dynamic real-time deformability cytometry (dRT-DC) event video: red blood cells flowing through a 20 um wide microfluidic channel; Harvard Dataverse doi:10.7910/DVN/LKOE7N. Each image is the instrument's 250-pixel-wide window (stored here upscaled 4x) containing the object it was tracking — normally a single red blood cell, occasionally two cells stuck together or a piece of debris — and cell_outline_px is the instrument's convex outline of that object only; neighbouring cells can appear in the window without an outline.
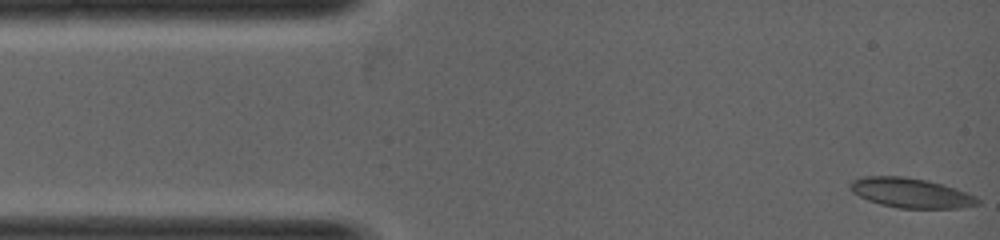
{"species": "common noctule bat (a hibernating species)", "species_latin": "Nyctalus noctula", "temperature_condition": "warm", "stored_images_in_passage": 34, "camera_frame_rate_fps": 5000, "um_per_image_px": 0.085, "animal": {"sex": "female", "body_mass_g": 19.0, "forearm_length_mm": 53.3}, "frame": {"image": 1, "passage_image": 1, "time_ms": 0.0, "image_size_px": [1000, 240], "cell_outline_px": [[980, 204], [960, 208], [896, 208], [880, 204], [868, 200], [852, 192], [848, 188], [848, 184], [852, 180], [860, 176], [904, 176], [928, 180], [944, 184], [956, 188], [976, 196], [980, 200]], "centroid_in_image_um": [77.41, 16.39], "position_along_channel_um": 7.6, "area_um2": 22.43}}
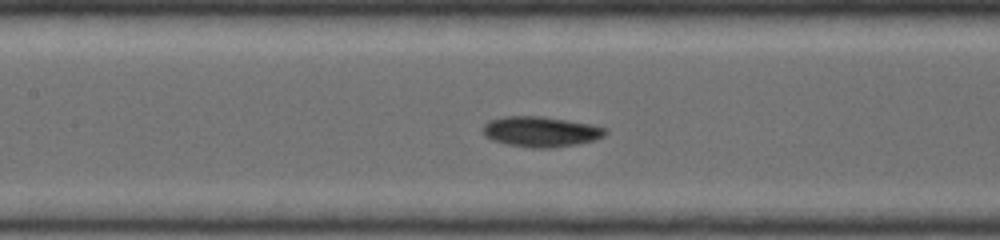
{"frame": {"image": 2, "passage_image": 15, "time_ms": 2.8, "image_size_px": [1000, 240], "cell_outline_px": [[608, 132], [604, 136], [596, 140], [576, 144], [552, 148], [532, 148], [508, 144], [492, 140], [484, 136], [480, 128], [488, 120], [504, 116], [540, 116], [592, 124], [608, 128]], "centroid_in_image_um": [45.96, 11.19], "position_along_channel_um": 161.4, "area_um2": 21.96}}
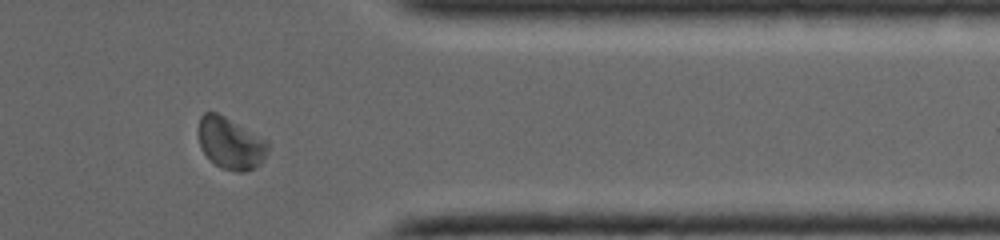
{"frame": {"image": 3, "passage_image": 29, "time_ms": 5.6, "image_size_px": [1000, 240], "cell_outline_px": [[268, 152], [264, 160], [256, 168], [244, 172], [236, 172], [220, 168], [200, 148], [196, 132], [200, 116], [204, 112], [216, 112], [224, 116], [268, 140]], "centroid_in_image_um": [19.58, 12.18], "position_along_channel_um": 391.8, "area_um2": 21.33}}